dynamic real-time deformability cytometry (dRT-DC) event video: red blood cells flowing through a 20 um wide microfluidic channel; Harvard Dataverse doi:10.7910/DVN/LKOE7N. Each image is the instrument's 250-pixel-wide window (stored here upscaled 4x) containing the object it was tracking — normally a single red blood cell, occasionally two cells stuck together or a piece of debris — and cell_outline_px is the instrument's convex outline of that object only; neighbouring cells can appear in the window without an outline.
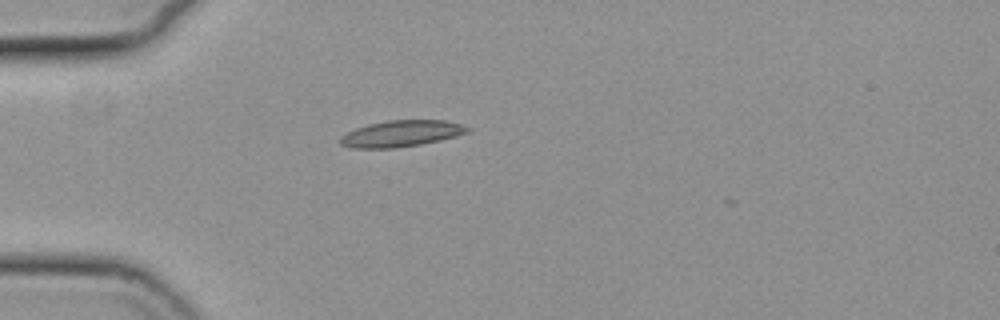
{"species": "common noctule bat (a hibernating species)", "species_latin": "Nyctalus noctula", "temperature_condition": "cold", "stored_images_in_passage": 50, "camera_frame_rate_fps": 3000, "um_per_image_px": 0.085, "animal": {"sex": "female", "body_mass_g": 19.3, "forearm_length_mm": 54.1}, "frame": {"image": 1, "passage_image": 15, "time_ms": 4.667, "image_size_px": [1000, 320], "cell_outline_px": [[468, 132], [456, 136], [440, 140], [420, 144], [396, 148], [352, 148], [340, 144], [340, 136], [356, 128], [368, 124], [388, 120], [444, 120], [460, 124], [468, 128]], "centroid_in_image_um": [34.07, 11.35], "position_along_channel_um": 50.9, "area_um2": 19.36}}
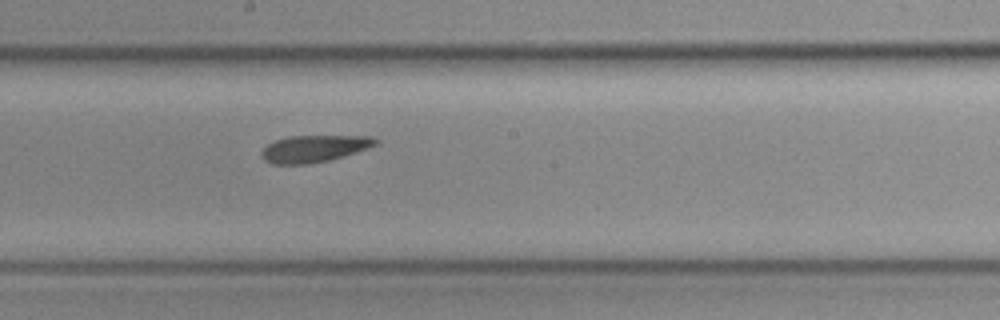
{"frame": {"image": 2, "passage_image": 30, "time_ms": 9.667, "image_size_px": [1000, 320], "cell_outline_px": [[380, 140], [376, 144], [328, 160], [308, 164], [272, 164], [264, 160], [260, 152], [268, 144], [276, 140], [288, 136], [372, 136]], "centroid_in_image_um": [26.63, 12.62], "position_along_channel_um": 221.6, "area_um2": 17.51}}
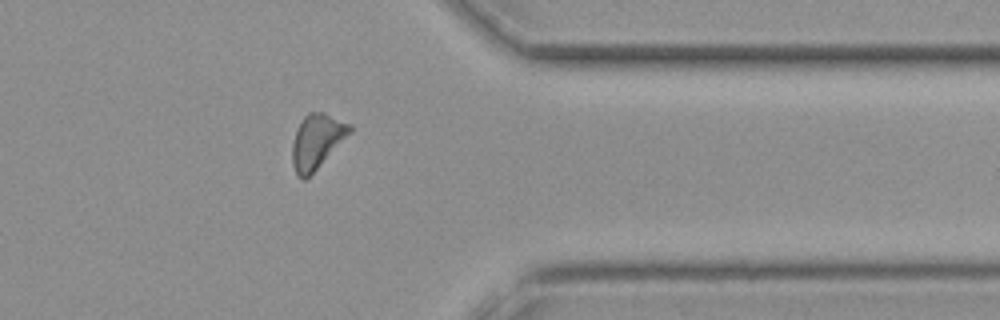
{"frame": {"image": 3, "passage_image": 44, "time_ms": 14.333, "image_size_px": [1000, 320], "cell_outline_px": [[352, 132], [304, 180], [296, 176], [292, 164], [292, 144], [296, 132], [304, 116], [308, 112], [324, 112], [352, 124]], "centroid_in_image_um": [26.93, 11.99], "position_along_channel_um": 384.5, "area_um2": 18.03}}